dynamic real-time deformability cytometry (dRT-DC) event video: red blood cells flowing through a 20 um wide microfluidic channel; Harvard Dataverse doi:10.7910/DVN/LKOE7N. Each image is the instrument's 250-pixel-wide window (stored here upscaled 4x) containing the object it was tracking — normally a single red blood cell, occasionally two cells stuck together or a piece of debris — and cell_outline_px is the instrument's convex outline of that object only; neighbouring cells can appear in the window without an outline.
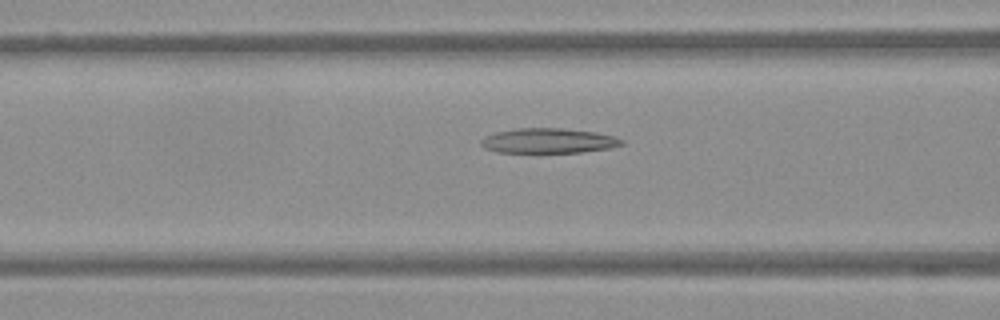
{"species": "Egyptian fruit bat (a non-hibernating species)", "species_latin": "Rousettus aegyptiacus", "temperature_condition": "warm", "stored_images_in_passage": 54, "camera_frame_rate_fps": 3000, "um_per_image_px": 0.085, "frame": {"image": 1, "passage_image": 22, "time_ms": 7.0, "image_size_px": [1000, 320], "cell_outline_px": [[624, 144], [612, 148], [580, 152], [496, 152], [484, 148], [480, 144], [480, 140], [484, 136], [496, 132], [512, 128], [560, 128], [596, 132], [616, 136], [624, 140]], "centroid_in_image_um": [46.62, 11.96], "position_along_channel_um": 120.0, "area_um2": 20.63}}
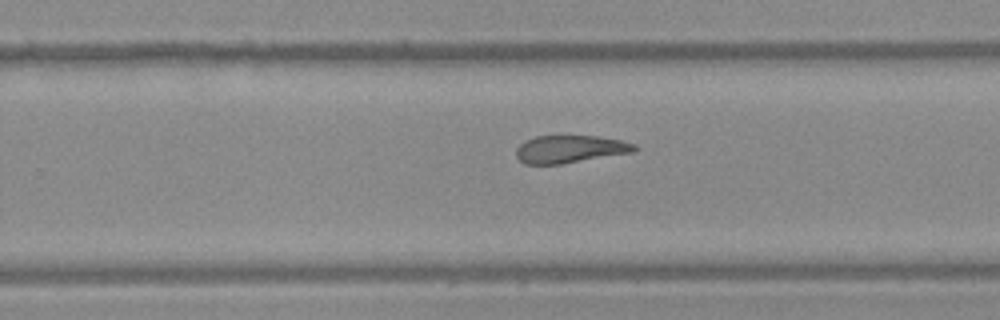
{"frame": {"image": 2, "passage_image": 35, "time_ms": 11.333, "image_size_px": [1000, 320], "cell_outline_px": [[636, 152], [560, 164], [524, 164], [516, 156], [516, 148], [524, 140], [536, 136], [596, 136], [620, 140], [636, 144]], "centroid_in_image_um": [48.44, 12.67], "position_along_channel_um": 281.4, "area_um2": 19.07}}
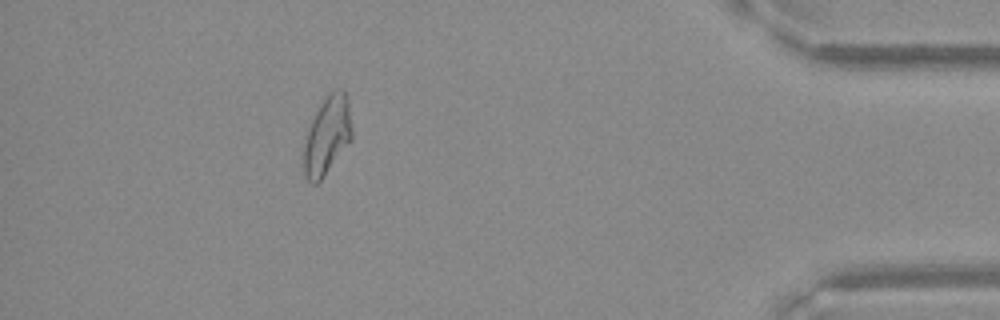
{"frame": {"image": 3, "passage_image": 49, "time_ms": 16.0, "image_size_px": [1000, 320], "cell_outline_px": [[352, 140], [324, 176], [316, 184], [312, 184], [308, 180], [300, 164], [300, 152], [304, 136], [320, 104], [328, 92], [332, 88], [344, 88], [348, 100], [352, 128]], "centroid_in_image_um": [27.76, 11.53], "position_along_channel_um": 407.4, "area_um2": 22.95}}